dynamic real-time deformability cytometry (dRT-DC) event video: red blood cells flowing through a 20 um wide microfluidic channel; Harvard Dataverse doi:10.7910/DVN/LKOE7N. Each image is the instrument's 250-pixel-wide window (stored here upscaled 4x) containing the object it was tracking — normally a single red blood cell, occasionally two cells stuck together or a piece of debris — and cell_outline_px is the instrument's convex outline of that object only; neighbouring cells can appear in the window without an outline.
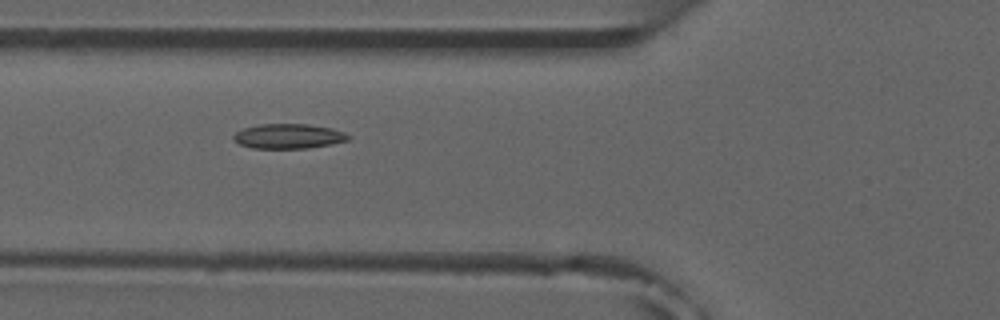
{"species": "common noctule bat (a hibernating species)", "species_latin": "Nyctalus noctula", "temperature_condition": "room temperature", "stored_images_in_passage": 7, "camera_frame_rate_fps": 3000, "um_per_image_px": 0.085, "animal": {"sex": "male", "forearm_length_mm": 52.5}, "frame": {"image": 1, "passage_image": 6, "time_ms": 5.667, "image_size_px": [1000, 320], "cell_outline_px": [[352, 136], [348, 140], [308, 148], [252, 148], [240, 144], [232, 140], [232, 136], [236, 132], [244, 128], [260, 124], [308, 124], [332, 128], [344, 132]], "centroid_in_image_um": [24.5, 11.57], "position_along_channel_um": 101.3, "area_um2": 16.53}}
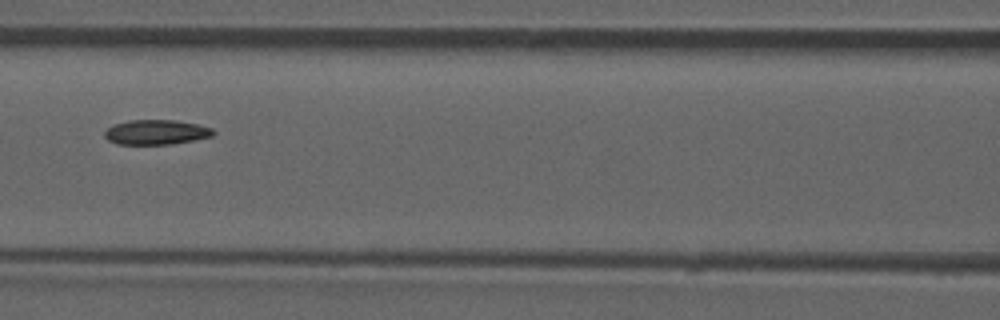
{"frame": {"image": 2, "passage_image": 7, "time_ms": 7.0, "image_size_px": [1000, 320], "cell_outline_px": [[216, 132], [212, 136], [172, 144], [116, 144], [108, 140], [104, 136], [104, 132], [112, 124], [128, 120], [176, 120], [196, 124], [212, 128]], "centroid_in_image_um": [13.24, 11.23], "position_along_channel_um": 153.4, "area_um2": 15.72}}